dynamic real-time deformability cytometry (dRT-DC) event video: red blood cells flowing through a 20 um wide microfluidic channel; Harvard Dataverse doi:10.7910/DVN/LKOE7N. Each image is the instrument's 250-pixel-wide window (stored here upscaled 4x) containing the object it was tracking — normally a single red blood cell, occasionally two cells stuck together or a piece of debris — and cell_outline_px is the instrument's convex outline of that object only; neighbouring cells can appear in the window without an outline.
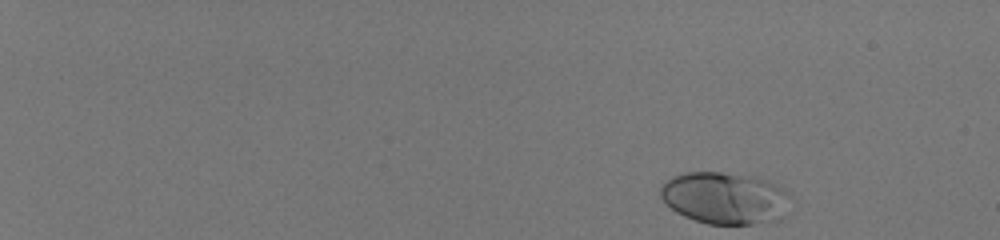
{"species": "human", "species_latin": "Homo sapiens", "temperature_condition": "room temperature", "stored_images_in_passage": 49, "camera_frame_rate_fps": 3000, "um_per_image_px": 0.085, "donor": {"sex": "male"}, "frame": {"image": 1, "passage_image": 1, "time_ms": 0.0, "image_size_px": [1000, 240], "cell_outline_px": [[792, 196], [780, 220], [752, 224], [708, 224], [684, 216], [676, 212], [660, 196], [660, 188], [672, 176], [684, 172], [720, 172], [752, 176], [768, 180], [784, 188]], "centroid_in_image_um": [61.65, 16.83], "position_along_channel_um": 23.4, "area_um2": 39.48}}
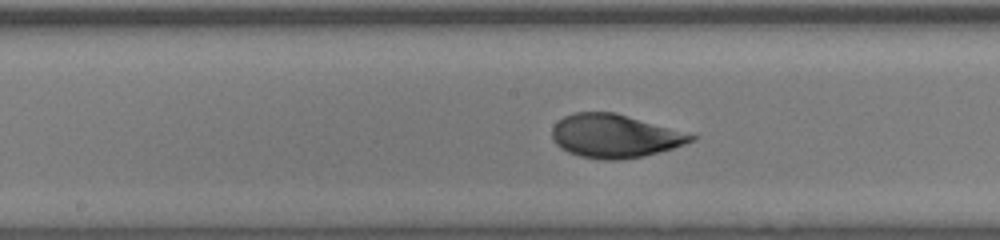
{"frame": {"image": 2, "passage_image": 28, "time_ms": 9.0, "image_size_px": [1000, 240], "cell_outline_px": [[700, 136], [696, 140], [660, 152], [644, 156], [620, 160], [600, 160], [580, 156], [568, 152], [560, 148], [552, 140], [552, 128], [564, 116], [576, 112], [616, 112], [696, 132]], "centroid_in_image_um": [52.38, 11.55], "position_along_channel_um": 195.8, "area_um2": 36.24}}
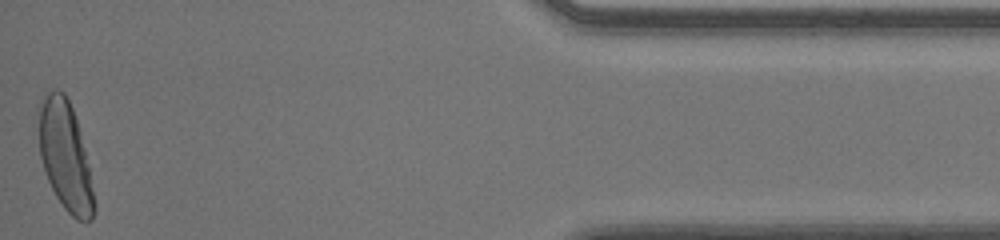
{"frame": {"image": 3, "passage_image": 49, "time_ms": 16.0, "image_size_px": [1000, 240], "cell_outline_px": [[96, 208], [92, 220], [76, 220], [64, 208], [56, 196], [48, 180], [40, 156], [36, 112], [36, 108], [44, 92], [52, 88], [56, 88], [64, 92], [72, 108], [76, 120], [84, 148], [96, 204]], "centroid_in_image_um": [5.49, 13.18], "position_along_channel_um": 429.7, "area_um2": 35.49}, "authors_computed_cell_mechanics": {"area_um2": 35.0268, "velocity_mm_per_s": 4.0809, "shape_relaxation_time_tau1_ms": 3.2406, "shape_relaxation_time_tau2_ms": null, "deformation_change_tau1": 0.1762, "deformation_change_tau2": null}}